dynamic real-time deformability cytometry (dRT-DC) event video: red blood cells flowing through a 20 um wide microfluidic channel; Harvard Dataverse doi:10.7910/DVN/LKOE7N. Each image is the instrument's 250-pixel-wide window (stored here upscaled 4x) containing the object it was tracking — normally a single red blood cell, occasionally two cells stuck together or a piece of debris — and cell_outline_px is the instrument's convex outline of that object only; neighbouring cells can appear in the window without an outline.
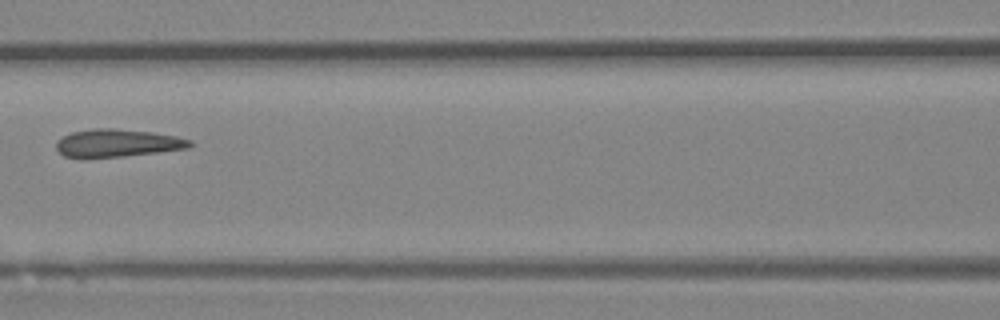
{"species": "Egyptian fruit bat (a non-hibernating species)", "species_latin": "Rousettus aegyptiacus", "temperature_condition": "room temperature", "stored_images_in_passage": 6, "camera_frame_rate_fps": 3000, "um_per_image_px": 0.085, "animal": {"sex": "female"}, "frame": {"image": 1, "passage_image": 6, "time_ms": 1.667, "image_size_px": [1000, 320], "cell_outline_px": [[196, 144], [188, 148], [124, 156], [84, 160], [64, 156], [56, 148], [56, 140], [72, 132], [92, 128], [112, 128], [152, 132], [176, 136], [192, 140]], "centroid_in_image_um": [9.94, 12.18], "position_along_channel_um": 156.7, "area_um2": 22.14}}